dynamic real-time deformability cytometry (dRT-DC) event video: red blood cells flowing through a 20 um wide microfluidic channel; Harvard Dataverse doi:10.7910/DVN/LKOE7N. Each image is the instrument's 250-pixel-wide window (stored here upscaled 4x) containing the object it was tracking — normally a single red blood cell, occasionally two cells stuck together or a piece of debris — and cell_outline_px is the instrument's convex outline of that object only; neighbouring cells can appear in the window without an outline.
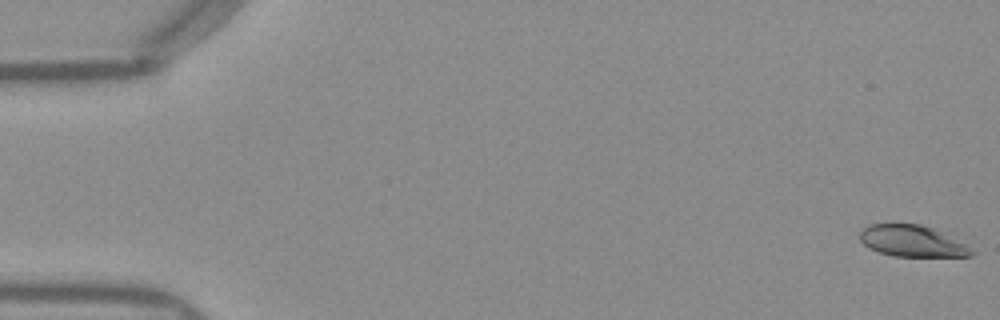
{"species": "Egyptian fruit bat (a non-hibernating species)", "species_latin": "Rousettus aegyptiacus", "temperature_condition": "warm", "stored_images_in_passage": 52, "camera_frame_rate_fps": 3000, "um_per_image_px": 0.085, "frame": {"image": 1, "passage_image": 1, "time_ms": 0.0, "image_size_px": [1000, 320], "cell_outline_px": [[976, 252], [972, 256], [892, 256], [868, 248], [860, 240], [860, 232], [868, 224], [892, 220], [920, 224], [932, 228], [964, 244]], "centroid_in_image_um": [77.44, 20.44], "position_along_channel_um": 7.6, "area_um2": 20.87}}
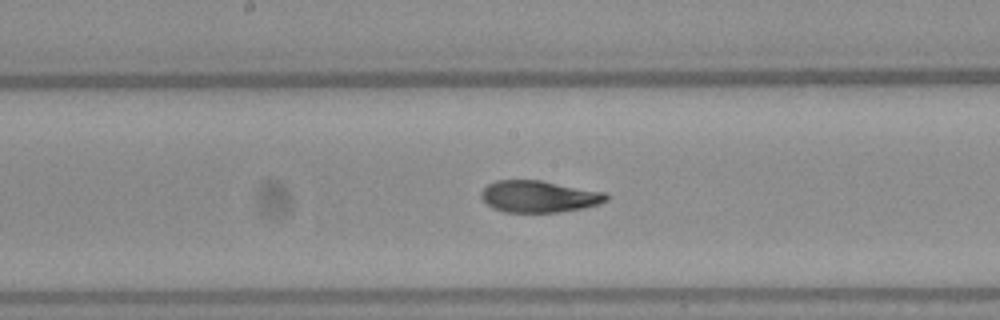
{"frame": {"image": 2, "passage_image": 27, "time_ms": 8.667, "image_size_px": [1000, 320], "cell_outline_px": [[608, 200], [600, 204], [584, 208], [560, 212], [504, 212], [492, 208], [480, 196], [480, 192], [488, 184], [496, 180], [540, 180], [604, 192], [608, 196]], "centroid_in_image_um": [45.81, 16.7], "position_along_channel_um": 202.4, "area_um2": 23.18}}
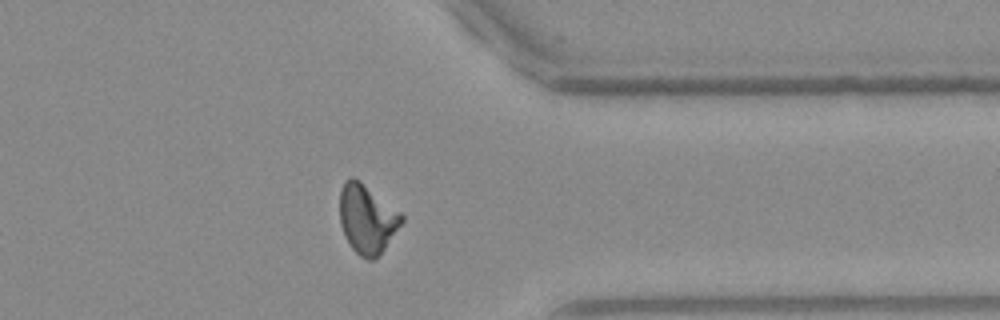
{"frame": {"image": 3, "passage_image": 41, "time_ms": 13.333, "image_size_px": [1000, 320], "cell_outline_px": [[404, 220], [384, 248], [372, 260], [368, 260], [360, 256], [352, 248], [344, 236], [340, 224], [340, 192], [344, 180], [352, 176], [360, 180], [400, 212], [404, 216]], "centroid_in_image_um": [31.17, 18.58], "position_along_channel_um": 380.2, "area_um2": 24.68}, "authors_computed_cell_mechanics": {"area_um2": 23.4957, "velocity_mm_per_s": 3.9762, "shape_relaxation_time_tau1_ms": null, "shape_relaxation_time_tau2_ms": 1.5219, "deformation_change_tau1": null, "deformation_change_tau2": 0.071}}